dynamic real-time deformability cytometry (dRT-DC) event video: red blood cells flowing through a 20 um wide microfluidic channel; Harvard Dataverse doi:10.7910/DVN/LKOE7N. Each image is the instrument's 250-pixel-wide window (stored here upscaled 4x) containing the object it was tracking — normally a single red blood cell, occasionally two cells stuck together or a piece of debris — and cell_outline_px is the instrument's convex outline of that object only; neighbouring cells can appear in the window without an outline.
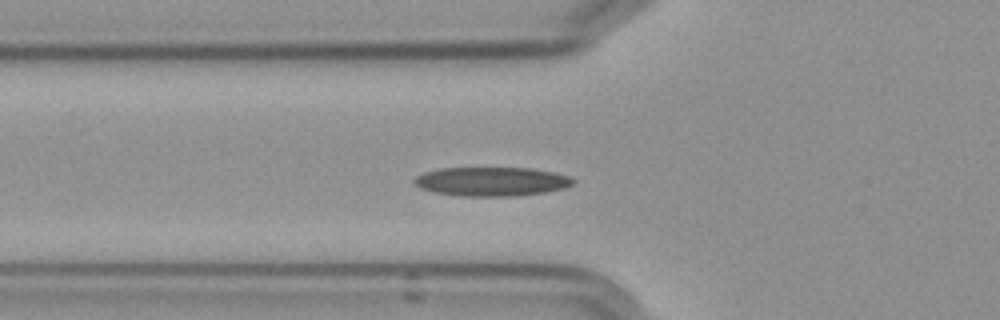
{"species": "Egyptian fruit bat (a non-hibernating species)", "species_latin": "Rousettus aegyptiacus", "temperature_condition": "cold", "stored_images_in_passage": 13, "camera_frame_rate_fps": 3000, "um_per_image_px": 0.085, "frame": {"image": 1, "passage_image": 8, "time_ms": 2.333, "image_size_px": [1000, 320], "cell_outline_px": [[576, 180], [572, 184], [564, 188], [544, 192], [516, 196], [460, 196], [432, 192], [420, 188], [412, 184], [412, 180], [416, 176], [424, 172], [440, 168], [532, 168], [572, 176]], "centroid_in_image_um": [41.75, 15.43], "position_along_channel_um": 84.0, "area_um2": 27.11}}
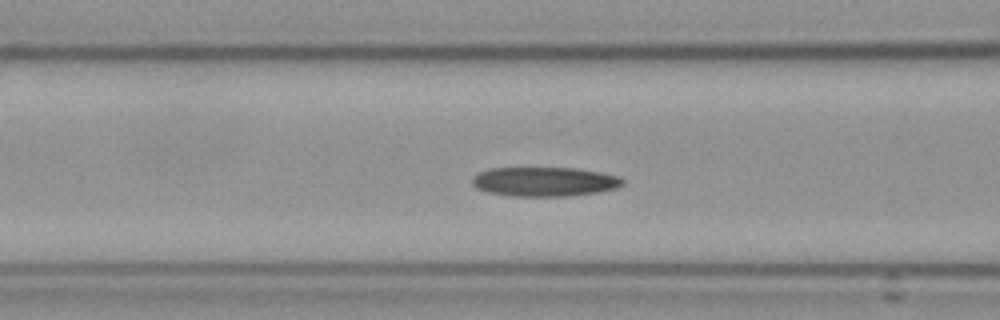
{"frame": {"image": 2, "passage_image": 11, "time_ms": 3.333, "image_size_px": [1000, 320], "cell_outline_px": [[624, 184], [616, 188], [596, 192], [568, 196], [512, 196], [488, 192], [476, 188], [472, 184], [472, 176], [480, 172], [492, 168], [576, 168], [600, 172], [620, 176], [624, 180]], "centroid_in_image_um": [46.28, 15.44], "position_along_channel_um": 120.3, "area_um2": 25.72}}